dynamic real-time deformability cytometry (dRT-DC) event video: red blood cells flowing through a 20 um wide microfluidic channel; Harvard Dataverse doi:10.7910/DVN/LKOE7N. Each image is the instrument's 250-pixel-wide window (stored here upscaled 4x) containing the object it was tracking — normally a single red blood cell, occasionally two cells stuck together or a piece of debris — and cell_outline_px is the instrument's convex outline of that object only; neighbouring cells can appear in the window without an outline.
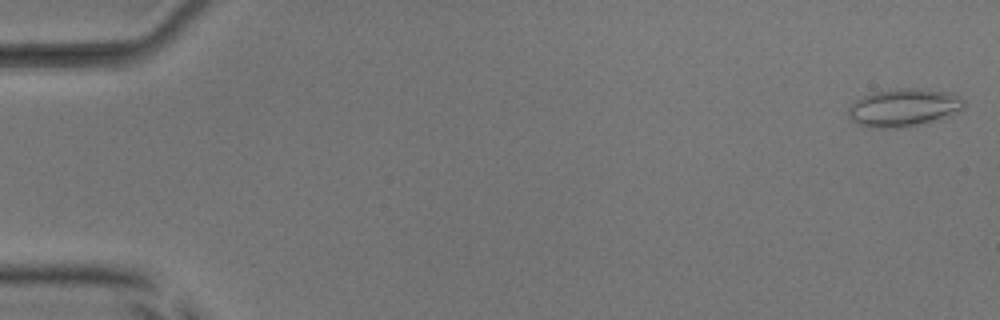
{"species": "common noctule bat (a hibernating species)", "species_latin": "Nyctalus noctula", "temperature_condition": "room temperature", "stored_images_in_passage": 52, "camera_frame_rate_fps": 3000, "um_per_image_px": 0.085, "animal": {"sex": "male", "body_mass_g": 17.9, "forearm_length_mm": 54.2}, "frame": {"image": 1, "passage_image": 1, "time_ms": 0.0, "image_size_px": [1000, 320], "cell_outline_px": [[964, 108], [928, 124], [896, 128], [872, 128], [860, 124], [852, 120], [848, 116], [848, 108], [856, 100], [872, 92], [896, 88], [924, 88], [952, 92], [960, 96], [964, 100]], "centroid_in_image_um": [76.84, 9.14], "position_along_channel_um": 8.2, "area_um2": 25.89}}
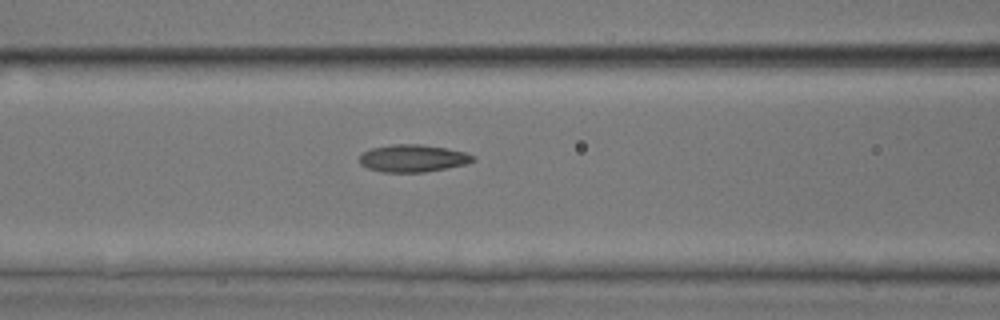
{"frame": {"image": 2, "passage_image": 22, "time_ms": 7.0, "image_size_px": [1000, 320], "cell_outline_px": [[476, 160], [464, 164], [424, 172], [384, 172], [368, 168], [360, 164], [360, 156], [368, 148], [392, 144], [420, 144], [444, 148], [464, 152], [476, 156]], "centroid_in_image_um": [35.07, 13.44], "position_along_channel_um": 131.5, "area_um2": 17.98}}
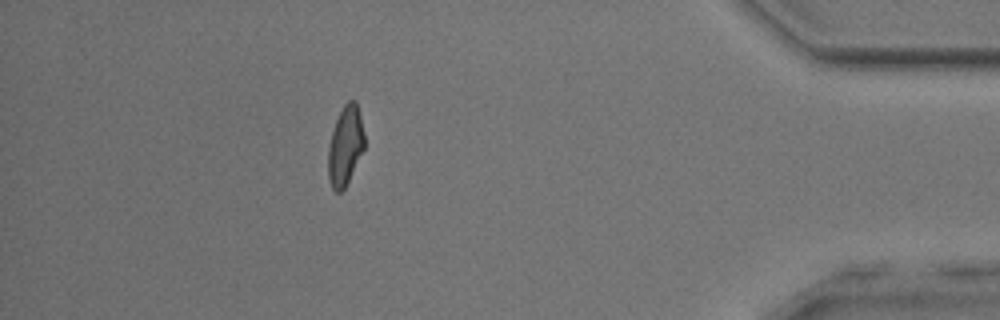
{"frame": {"image": 3, "passage_image": 46, "time_ms": 15.0, "image_size_px": [1000, 320], "cell_outline_px": [[364, 148], [344, 188], [340, 192], [336, 192], [332, 188], [328, 180], [328, 148], [332, 132], [336, 120], [344, 104], [348, 100], [356, 100], [360, 116], [364, 136]], "centroid_in_image_um": [29.33, 12.38], "position_along_channel_um": 405.9, "area_um2": 16.47}, "authors_computed_cell_mechanics": {"area_um2": 17.8602, "velocity_mm_per_s": 4.005, "shape_relaxation_time_tau1_ms": null, "shape_relaxation_time_tau2_ms": 2.101, "deformation_change_tau1": null, "deformation_change_tau2": 0.1011}}